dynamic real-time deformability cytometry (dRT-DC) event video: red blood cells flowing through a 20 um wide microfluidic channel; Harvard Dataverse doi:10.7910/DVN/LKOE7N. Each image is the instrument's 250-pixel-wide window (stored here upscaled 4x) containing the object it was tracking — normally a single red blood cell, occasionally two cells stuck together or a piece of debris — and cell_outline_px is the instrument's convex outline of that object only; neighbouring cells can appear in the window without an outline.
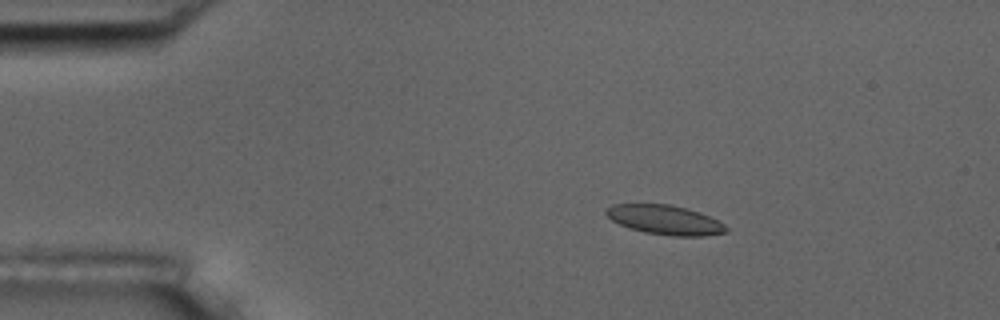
{"species": "common noctule bat (a hibernating species)", "species_latin": "Nyctalus noctula", "temperature_condition": "room temperature", "stored_images_in_passage": 4, "camera_frame_rate_fps": 3000, "um_per_image_px": 0.085, "animal": {"sex": "male", "body_mass_g": 17.5, "forearm_length_mm": 52.3}, "frame": {"image": 1, "passage_image": 2, "time_ms": 1.333, "image_size_px": [1000, 320], "cell_outline_px": [[728, 232], [704, 236], [672, 236], [644, 232], [620, 224], [612, 220], [604, 212], [604, 208], [612, 204], [672, 204], [700, 212], [724, 224], [728, 228]], "centroid_in_image_um": [56.52, 18.68], "position_along_channel_um": 28.5, "area_um2": 20.58}}
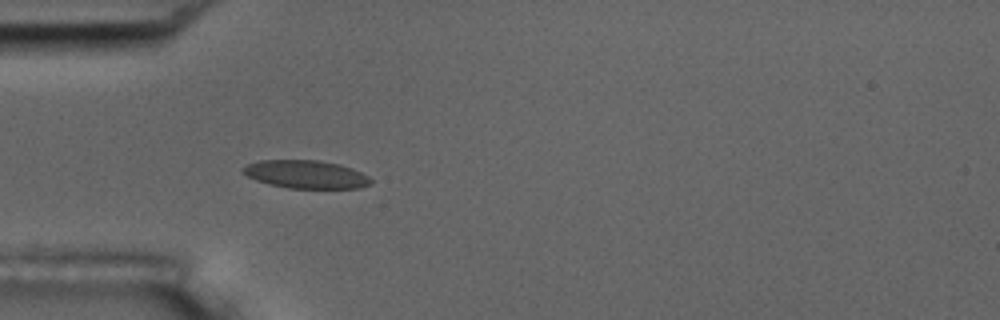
{"frame": {"image": 2, "passage_image": 4, "time_ms": 3.667, "image_size_px": [1000, 320], "cell_outline_px": [[372, 184], [360, 188], [288, 188], [268, 184], [256, 180], [240, 172], [248, 164], [260, 160], [320, 160], [340, 164], [352, 168], [368, 176], [372, 180]], "centroid_in_image_um": [26.02, 14.82], "position_along_channel_um": 59.0, "area_um2": 20.98}}